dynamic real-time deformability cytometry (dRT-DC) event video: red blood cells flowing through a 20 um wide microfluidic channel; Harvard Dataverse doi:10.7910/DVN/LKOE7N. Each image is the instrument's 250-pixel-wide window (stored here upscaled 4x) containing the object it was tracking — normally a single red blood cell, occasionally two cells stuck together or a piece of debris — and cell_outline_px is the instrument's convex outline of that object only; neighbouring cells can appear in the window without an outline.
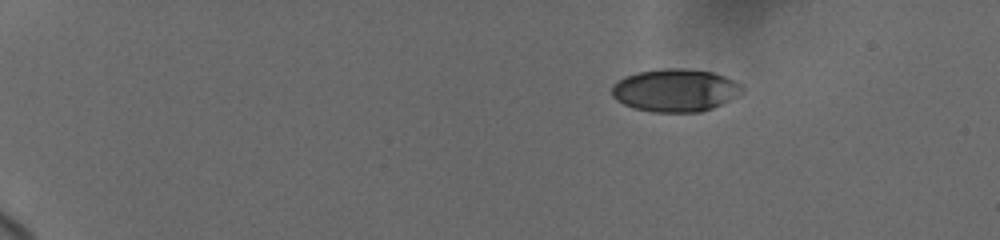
{"species": "human", "species_latin": "Homo sapiens", "temperature_condition": "cold", "stored_images_in_passage": 16, "camera_frame_rate_fps": 3000, "um_per_image_px": 0.085, "donor": {"sex": "female"}, "frame": {"image": 1, "passage_image": 1, "time_ms": 0.0, "image_size_px": [1000, 240], "cell_outline_px": [[744, 88], [736, 96], [712, 108], [700, 112], [652, 112], [632, 108], [616, 100], [612, 96], [612, 88], [624, 76], [636, 72], [664, 68], [684, 68], [712, 72], [724, 76], [740, 84]], "centroid_in_image_um": [57.36, 7.67], "position_along_channel_um": 27.6, "area_um2": 32.31}}
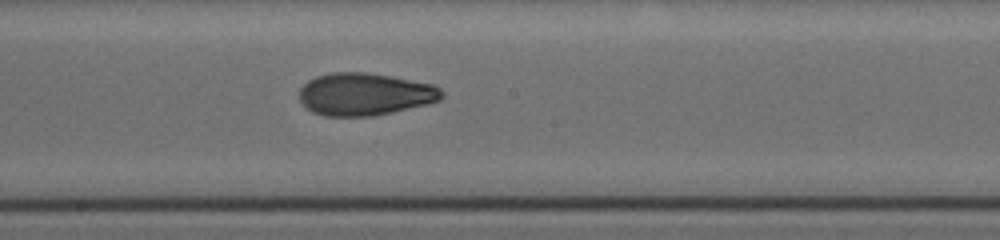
{"frame": {"image": 2, "passage_image": 10, "time_ms": 8.333, "image_size_px": [1000, 240], "cell_outline_px": [[444, 96], [440, 100], [428, 104], [392, 112], [372, 116], [324, 116], [312, 112], [300, 100], [300, 88], [308, 80], [316, 76], [332, 72], [364, 72], [392, 76], [432, 84], [440, 88], [444, 92]], "centroid_in_image_um": [31.03, 8.0], "position_along_channel_um": 217.2, "area_um2": 35.32}}
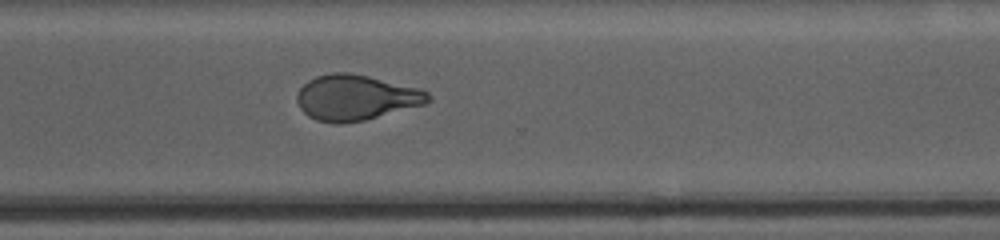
{"frame": {"image": 3, "passage_image": 16, "time_ms": 11.667, "image_size_px": [1000, 240], "cell_outline_px": [[432, 100], [424, 104], [364, 120], [340, 124], [336, 124], [316, 120], [308, 116], [300, 108], [296, 100], [296, 96], [300, 88], [308, 80], [316, 76], [332, 72], [352, 72], [420, 88], [428, 92], [432, 96]], "centroid_in_image_um": [30.24, 8.28], "position_along_channel_um": 340.4, "area_um2": 34.91}}